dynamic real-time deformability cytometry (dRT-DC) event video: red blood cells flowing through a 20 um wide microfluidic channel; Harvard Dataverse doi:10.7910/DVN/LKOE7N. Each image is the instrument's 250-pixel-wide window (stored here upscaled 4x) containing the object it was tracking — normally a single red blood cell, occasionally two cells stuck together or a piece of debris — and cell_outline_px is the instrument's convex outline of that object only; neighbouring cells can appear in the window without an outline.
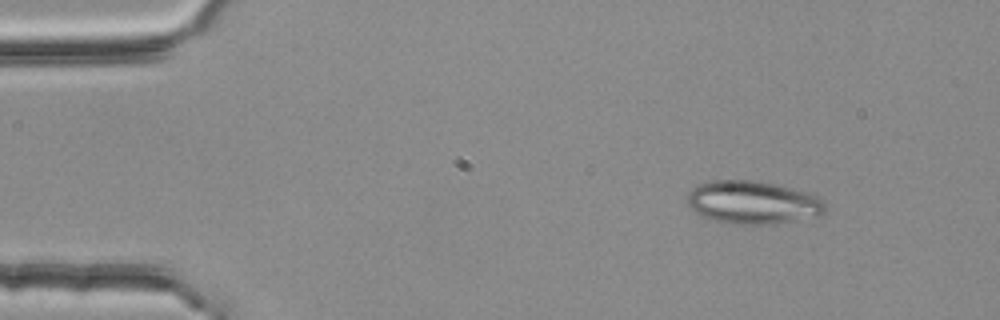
{"species": "common noctule bat (a hibernating species)", "species_latin": "Nyctalus noctula", "temperature_condition": "room temperature", "stored_images_in_passage": 3, "camera_frame_rate_fps": 3000, "um_per_image_px": 0.085, "animal": {"sex": "female", "body_mass_g": 25.1}, "frame": {"image": 1, "passage_image": 1, "time_ms": 0.0, "image_size_px": [1000, 320], "cell_outline_px": [[824, 212], [816, 216], [776, 224], [736, 224], [716, 220], [704, 216], [696, 212], [688, 204], [688, 192], [692, 188], [700, 184], [712, 180], [756, 180], [808, 192], [824, 200]], "centroid_in_image_um": [64.0, 17.2], "position_along_channel_um": 21.0, "area_um2": 34.28}}